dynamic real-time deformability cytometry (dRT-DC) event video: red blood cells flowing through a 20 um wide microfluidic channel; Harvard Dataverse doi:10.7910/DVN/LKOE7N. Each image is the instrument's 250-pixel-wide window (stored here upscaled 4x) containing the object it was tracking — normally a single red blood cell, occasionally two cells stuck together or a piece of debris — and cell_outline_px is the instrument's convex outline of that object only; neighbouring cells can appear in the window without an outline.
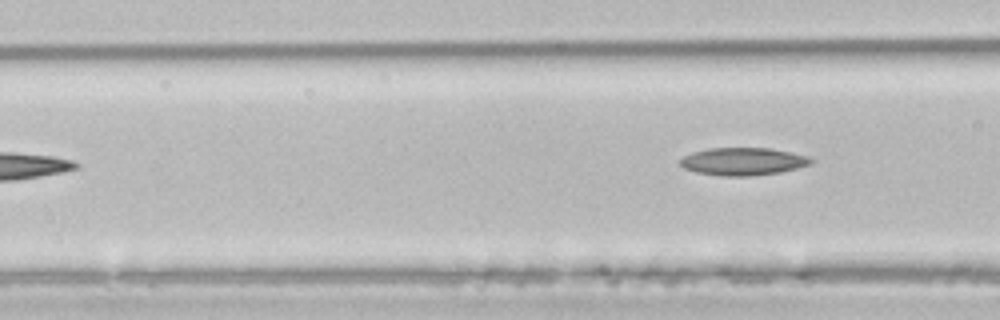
{"species": "common noctule bat (a hibernating species)", "species_latin": "Nyctalus noctula", "temperature_condition": "room temperature", "stored_images_in_passage": 4, "camera_frame_rate_fps": 3000, "um_per_image_px": 0.085, "animal": {"sex": "male", "body_mass_g": 21.5, "forearm_length_mm": 52.0}, "frame": {"image": 1, "passage_image": 4, "time_ms": 4.0, "image_size_px": [1000, 320], "cell_outline_px": [[816, 160], [812, 164], [780, 172], [748, 176], [720, 176], [696, 172], [684, 168], [680, 164], [680, 160], [684, 156], [692, 152], [708, 148], [772, 148], [792, 152], [808, 156]], "centroid_in_image_um": [63.19, 13.72], "position_along_channel_um": 103.4, "area_um2": 21.21}}